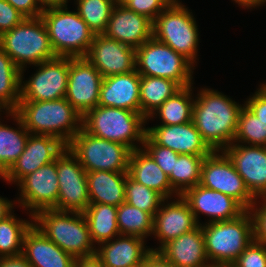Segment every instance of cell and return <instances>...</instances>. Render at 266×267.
<instances>
[{
	"label": "cell",
	"instance_id": "53",
	"mask_svg": "<svg viewBox=\"0 0 266 267\" xmlns=\"http://www.w3.org/2000/svg\"><path fill=\"white\" fill-rule=\"evenodd\" d=\"M266 2V0H254V7L261 6Z\"/></svg>",
	"mask_w": 266,
	"mask_h": 267
},
{
	"label": "cell",
	"instance_id": "14",
	"mask_svg": "<svg viewBox=\"0 0 266 267\" xmlns=\"http://www.w3.org/2000/svg\"><path fill=\"white\" fill-rule=\"evenodd\" d=\"M102 81L100 72L85 57H69L65 98L82 117L98 105Z\"/></svg>",
	"mask_w": 266,
	"mask_h": 267
},
{
	"label": "cell",
	"instance_id": "22",
	"mask_svg": "<svg viewBox=\"0 0 266 267\" xmlns=\"http://www.w3.org/2000/svg\"><path fill=\"white\" fill-rule=\"evenodd\" d=\"M177 197L179 199L174 202L163 203L154 215L153 234L161 245L152 251H159L169 241L198 226L189 204L181 195Z\"/></svg>",
	"mask_w": 266,
	"mask_h": 267
},
{
	"label": "cell",
	"instance_id": "33",
	"mask_svg": "<svg viewBox=\"0 0 266 267\" xmlns=\"http://www.w3.org/2000/svg\"><path fill=\"white\" fill-rule=\"evenodd\" d=\"M192 86L183 87L174 96L166 99L148 118H152L154 113H159L162 120L161 125L184 124L192 121L193 103ZM193 100V101H192Z\"/></svg>",
	"mask_w": 266,
	"mask_h": 267
},
{
	"label": "cell",
	"instance_id": "45",
	"mask_svg": "<svg viewBox=\"0 0 266 267\" xmlns=\"http://www.w3.org/2000/svg\"><path fill=\"white\" fill-rule=\"evenodd\" d=\"M244 104L257 118L266 123V92L259 88Z\"/></svg>",
	"mask_w": 266,
	"mask_h": 267
},
{
	"label": "cell",
	"instance_id": "44",
	"mask_svg": "<svg viewBox=\"0 0 266 267\" xmlns=\"http://www.w3.org/2000/svg\"><path fill=\"white\" fill-rule=\"evenodd\" d=\"M261 208H255V204L249 210L253 219L254 241L266 245V196ZM253 212V213H252Z\"/></svg>",
	"mask_w": 266,
	"mask_h": 267
},
{
	"label": "cell",
	"instance_id": "26",
	"mask_svg": "<svg viewBox=\"0 0 266 267\" xmlns=\"http://www.w3.org/2000/svg\"><path fill=\"white\" fill-rule=\"evenodd\" d=\"M119 238V239H118ZM116 241H106L96 249V255L105 267H134L144 262L153 248H145L137 236L119 235ZM102 245V246H101Z\"/></svg>",
	"mask_w": 266,
	"mask_h": 267
},
{
	"label": "cell",
	"instance_id": "48",
	"mask_svg": "<svg viewBox=\"0 0 266 267\" xmlns=\"http://www.w3.org/2000/svg\"><path fill=\"white\" fill-rule=\"evenodd\" d=\"M0 267H32L21 254L18 256L0 257Z\"/></svg>",
	"mask_w": 266,
	"mask_h": 267
},
{
	"label": "cell",
	"instance_id": "47",
	"mask_svg": "<svg viewBox=\"0 0 266 267\" xmlns=\"http://www.w3.org/2000/svg\"><path fill=\"white\" fill-rule=\"evenodd\" d=\"M144 267H175L160 252L151 251L144 260Z\"/></svg>",
	"mask_w": 266,
	"mask_h": 267
},
{
	"label": "cell",
	"instance_id": "28",
	"mask_svg": "<svg viewBox=\"0 0 266 267\" xmlns=\"http://www.w3.org/2000/svg\"><path fill=\"white\" fill-rule=\"evenodd\" d=\"M128 172H87L90 203L119 206L125 202V184Z\"/></svg>",
	"mask_w": 266,
	"mask_h": 267
},
{
	"label": "cell",
	"instance_id": "5",
	"mask_svg": "<svg viewBox=\"0 0 266 267\" xmlns=\"http://www.w3.org/2000/svg\"><path fill=\"white\" fill-rule=\"evenodd\" d=\"M201 227L206 255L212 267L234 263L254 240L253 219L249 210L235 219L209 222L204 226L201 224Z\"/></svg>",
	"mask_w": 266,
	"mask_h": 267
},
{
	"label": "cell",
	"instance_id": "42",
	"mask_svg": "<svg viewBox=\"0 0 266 267\" xmlns=\"http://www.w3.org/2000/svg\"><path fill=\"white\" fill-rule=\"evenodd\" d=\"M173 0H128L124 6L152 22Z\"/></svg>",
	"mask_w": 266,
	"mask_h": 267
},
{
	"label": "cell",
	"instance_id": "19",
	"mask_svg": "<svg viewBox=\"0 0 266 267\" xmlns=\"http://www.w3.org/2000/svg\"><path fill=\"white\" fill-rule=\"evenodd\" d=\"M181 196L189 204L198 225L200 212L209 215L211 223L235 219L246 211L234 198L200 184L187 189Z\"/></svg>",
	"mask_w": 266,
	"mask_h": 267
},
{
	"label": "cell",
	"instance_id": "25",
	"mask_svg": "<svg viewBox=\"0 0 266 267\" xmlns=\"http://www.w3.org/2000/svg\"><path fill=\"white\" fill-rule=\"evenodd\" d=\"M22 255L32 267H74L75 258L48 239L34 224L26 231Z\"/></svg>",
	"mask_w": 266,
	"mask_h": 267
},
{
	"label": "cell",
	"instance_id": "18",
	"mask_svg": "<svg viewBox=\"0 0 266 267\" xmlns=\"http://www.w3.org/2000/svg\"><path fill=\"white\" fill-rule=\"evenodd\" d=\"M243 178L244 184L257 200L266 196V147L230 144L223 151Z\"/></svg>",
	"mask_w": 266,
	"mask_h": 267
},
{
	"label": "cell",
	"instance_id": "46",
	"mask_svg": "<svg viewBox=\"0 0 266 267\" xmlns=\"http://www.w3.org/2000/svg\"><path fill=\"white\" fill-rule=\"evenodd\" d=\"M26 18L40 17L43 13L37 0H6Z\"/></svg>",
	"mask_w": 266,
	"mask_h": 267
},
{
	"label": "cell",
	"instance_id": "15",
	"mask_svg": "<svg viewBox=\"0 0 266 267\" xmlns=\"http://www.w3.org/2000/svg\"><path fill=\"white\" fill-rule=\"evenodd\" d=\"M18 185L21 189L18 202L21 207L31 210L32 219L41 210L53 209L58 203L59 193L57 158L23 177Z\"/></svg>",
	"mask_w": 266,
	"mask_h": 267
},
{
	"label": "cell",
	"instance_id": "12",
	"mask_svg": "<svg viewBox=\"0 0 266 267\" xmlns=\"http://www.w3.org/2000/svg\"><path fill=\"white\" fill-rule=\"evenodd\" d=\"M213 151L204 158L201 167L200 185L219 191L237 200L246 210L256 204L255 198L244 184L243 178L234 168L232 161L222 151Z\"/></svg>",
	"mask_w": 266,
	"mask_h": 267
},
{
	"label": "cell",
	"instance_id": "51",
	"mask_svg": "<svg viewBox=\"0 0 266 267\" xmlns=\"http://www.w3.org/2000/svg\"><path fill=\"white\" fill-rule=\"evenodd\" d=\"M13 203L0 197V221L12 213Z\"/></svg>",
	"mask_w": 266,
	"mask_h": 267
},
{
	"label": "cell",
	"instance_id": "49",
	"mask_svg": "<svg viewBox=\"0 0 266 267\" xmlns=\"http://www.w3.org/2000/svg\"><path fill=\"white\" fill-rule=\"evenodd\" d=\"M74 267H105L102 260L96 255L84 256L75 259Z\"/></svg>",
	"mask_w": 266,
	"mask_h": 267
},
{
	"label": "cell",
	"instance_id": "16",
	"mask_svg": "<svg viewBox=\"0 0 266 267\" xmlns=\"http://www.w3.org/2000/svg\"><path fill=\"white\" fill-rule=\"evenodd\" d=\"M85 58L103 78L129 73L136 69V49L104 34L94 36Z\"/></svg>",
	"mask_w": 266,
	"mask_h": 267
},
{
	"label": "cell",
	"instance_id": "57",
	"mask_svg": "<svg viewBox=\"0 0 266 267\" xmlns=\"http://www.w3.org/2000/svg\"><path fill=\"white\" fill-rule=\"evenodd\" d=\"M134 267H144V262L142 264L134 266Z\"/></svg>",
	"mask_w": 266,
	"mask_h": 267
},
{
	"label": "cell",
	"instance_id": "27",
	"mask_svg": "<svg viewBox=\"0 0 266 267\" xmlns=\"http://www.w3.org/2000/svg\"><path fill=\"white\" fill-rule=\"evenodd\" d=\"M128 175L136 182L160 193L165 199L174 192L168 175L158 166L154 159L143 149L133 150L129 160Z\"/></svg>",
	"mask_w": 266,
	"mask_h": 267
},
{
	"label": "cell",
	"instance_id": "21",
	"mask_svg": "<svg viewBox=\"0 0 266 267\" xmlns=\"http://www.w3.org/2000/svg\"><path fill=\"white\" fill-rule=\"evenodd\" d=\"M153 22L117 3L108 20L105 36L138 48L153 36Z\"/></svg>",
	"mask_w": 266,
	"mask_h": 267
},
{
	"label": "cell",
	"instance_id": "37",
	"mask_svg": "<svg viewBox=\"0 0 266 267\" xmlns=\"http://www.w3.org/2000/svg\"><path fill=\"white\" fill-rule=\"evenodd\" d=\"M77 12L95 34H103L106 30L110 14L116 0H77Z\"/></svg>",
	"mask_w": 266,
	"mask_h": 267
},
{
	"label": "cell",
	"instance_id": "9",
	"mask_svg": "<svg viewBox=\"0 0 266 267\" xmlns=\"http://www.w3.org/2000/svg\"><path fill=\"white\" fill-rule=\"evenodd\" d=\"M193 63L153 36L136 48V71L143 76L170 79L182 88L192 86Z\"/></svg>",
	"mask_w": 266,
	"mask_h": 267
},
{
	"label": "cell",
	"instance_id": "52",
	"mask_svg": "<svg viewBox=\"0 0 266 267\" xmlns=\"http://www.w3.org/2000/svg\"><path fill=\"white\" fill-rule=\"evenodd\" d=\"M238 5L244 6L245 8L254 7V0H234Z\"/></svg>",
	"mask_w": 266,
	"mask_h": 267
},
{
	"label": "cell",
	"instance_id": "35",
	"mask_svg": "<svg viewBox=\"0 0 266 267\" xmlns=\"http://www.w3.org/2000/svg\"><path fill=\"white\" fill-rule=\"evenodd\" d=\"M154 217L124 202L117 207V225L120 235L137 236L142 239L153 234Z\"/></svg>",
	"mask_w": 266,
	"mask_h": 267
},
{
	"label": "cell",
	"instance_id": "7",
	"mask_svg": "<svg viewBox=\"0 0 266 267\" xmlns=\"http://www.w3.org/2000/svg\"><path fill=\"white\" fill-rule=\"evenodd\" d=\"M66 9L67 7L48 9L41 15L52 48L57 56L85 57L95 34L78 12Z\"/></svg>",
	"mask_w": 266,
	"mask_h": 267
},
{
	"label": "cell",
	"instance_id": "8",
	"mask_svg": "<svg viewBox=\"0 0 266 267\" xmlns=\"http://www.w3.org/2000/svg\"><path fill=\"white\" fill-rule=\"evenodd\" d=\"M196 25L190 10L173 0L153 21V37L194 64L199 42Z\"/></svg>",
	"mask_w": 266,
	"mask_h": 267
},
{
	"label": "cell",
	"instance_id": "3",
	"mask_svg": "<svg viewBox=\"0 0 266 267\" xmlns=\"http://www.w3.org/2000/svg\"><path fill=\"white\" fill-rule=\"evenodd\" d=\"M145 121L147 119L141 113L97 105L82 117V128L92 136L118 142L133 151L140 149L135 141L143 146Z\"/></svg>",
	"mask_w": 266,
	"mask_h": 267
},
{
	"label": "cell",
	"instance_id": "29",
	"mask_svg": "<svg viewBox=\"0 0 266 267\" xmlns=\"http://www.w3.org/2000/svg\"><path fill=\"white\" fill-rule=\"evenodd\" d=\"M83 214L93 243L101 244L120 235L117 225V206L90 203Z\"/></svg>",
	"mask_w": 266,
	"mask_h": 267
},
{
	"label": "cell",
	"instance_id": "1",
	"mask_svg": "<svg viewBox=\"0 0 266 267\" xmlns=\"http://www.w3.org/2000/svg\"><path fill=\"white\" fill-rule=\"evenodd\" d=\"M193 103L192 121L213 151H223L233 143L243 106L226 95L203 89Z\"/></svg>",
	"mask_w": 266,
	"mask_h": 267
},
{
	"label": "cell",
	"instance_id": "24",
	"mask_svg": "<svg viewBox=\"0 0 266 267\" xmlns=\"http://www.w3.org/2000/svg\"><path fill=\"white\" fill-rule=\"evenodd\" d=\"M158 252L175 267H212L206 255L201 223L166 243Z\"/></svg>",
	"mask_w": 266,
	"mask_h": 267
},
{
	"label": "cell",
	"instance_id": "36",
	"mask_svg": "<svg viewBox=\"0 0 266 267\" xmlns=\"http://www.w3.org/2000/svg\"><path fill=\"white\" fill-rule=\"evenodd\" d=\"M12 213L0 221V257L18 256L23 252V239L32 221L16 219Z\"/></svg>",
	"mask_w": 266,
	"mask_h": 267
},
{
	"label": "cell",
	"instance_id": "43",
	"mask_svg": "<svg viewBox=\"0 0 266 267\" xmlns=\"http://www.w3.org/2000/svg\"><path fill=\"white\" fill-rule=\"evenodd\" d=\"M26 17L6 0H0V36L21 23Z\"/></svg>",
	"mask_w": 266,
	"mask_h": 267
},
{
	"label": "cell",
	"instance_id": "31",
	"mask_svg": "<svg viewBox=\"0 0 266 267\" xmlns=\"http://www.w3.org/2000/svg\"><path fill=\"white\" fill-rule=\"evenodd\" d=\"M21 70L0 47V109L14 112L21 99Z\"/></svg>",
	"mask_w": 266,
	"mask_h": 267
},
{
	"label": "cell",
	"instance_id": "20",
	"mask_svg": "<svg viewBox=\"0 0 266 267\" xmlns=\"http://www.w3.org/2000/svg\"><path fill=\"white\" fill-rule=\"evenodd\" d=\"M146 135L156 144L178 154L208 156L213 150L203 140L193 121L176 125L146 128Z\"/></svg>",
	"mask_w": 266,
	"mask_h": 267
},
{
	"label": "cell",
	"instance_id": "32",
	"mask_svg": "<svg viewBox=\"0 0 266 267\" xmlns=\"http://www.w3.org/2000/svg\"><path fill=\"white\" fill-rule=\"evenodd\" d=\"M8 113L18 123L19 130L0 123V178L23 153L30 135L20 117L15 112Z\"/></svg>",
	"mask_w": 266,
	"mask_h": 267
},
{
	"label": "cell",
	"instance_id": "17",
	"mask_svg": "<svg viewBox=\"0 0 266 267\" xmlns=\"http://www.w3.org/2000/svg\"><path fill=\"white\" fill-rule=\"evenodd\" d=\"M65 148L66 145L57 137L30 134L23 153L1 177L17 183L41 166L55 161Z\"/></svg>",
	"mask_w": 266,
	"mask_h": 267
},
{
	"label": "cell",
	"instance_id": "34",
	"mask_svg": "<svg viewBox=\"0 0 266 267\" xmlns=\"http://www.w3.org/2000/svg\"><path fill=\"white\" fill-rule=\"evenodd\" d=\"M191 154H179L174 161V170L168 176L171 187L182 195L187 189L195 187L201 181V167L204 158Z\"/></svg>",
	"mask_w": 266,
	"mask_h": 267
},
{
	"label": "cell",
	"instance_id": "55",
	"mask_svg": "<svg viewBox=\"0 0 266 267\" xmlns=\"http://www.w3.org/2000/svg\"><path fill=\"white\" fill-rule=\"evenodd\" d=\"M128 0H117V3L124 5Z\"/></svg>",
	"mask_w": 266,
	"mask_h": 267
},
{
	"label": "cell",
	"instance_id": "4",
	"mask_svg": "<svg viewBox=\"0 0 266 267\" xmlns=\"http://www.w3.org/2000/svg\"><path fill=\"white\" fill-rule=\"evenodd\" d=\"M33 221L48 239L75 259L96 254L83 213L44 209L33 216Z\"/></svg>",
	"mask_w": 266,
	"mask_h": 267
},
{
	"label": "cell",
	"instance_id": "54",
	"mask_svg": "<svg viewBox=\"0 0 266 267\" xmlns=\"http://www.w3.org/2000/svg\"><path fill=\"white\" fill-rule=\"evenodd\" d=\"M215 267H237L235 264L231 263V264H220L217 265Z\"/></svg>",
	"mask_w": 266,
	"mask_h": 267
},
{
	"label": "cell",
	"instance_id": "39",
	"mask_svg": "<svg viewBox=\"0 0 266 267\" xmlns=\"http://www.w3.org/2000/svg\"><path fill=\"white\" fill-rule=\"evenodd\" d=\"M234 142L266 147V123L244 105L239 114Z\"/></svg>",
	"mask_w": 266,
	"mask_h": 267
},
{
	"label": "cell",
	"instance_id": "6",
	"mask_svg": "<svg viewBox=\"0 0 266 267\" xmlns=\"http://www.w3.org/2000/svg\"><path fill=\"white\" fill-rule=\"evenodd\" d=\"M0 47L21 70V74L27 64L38 65L57 57L41 16L25 18L17 26L4 32L0 36Z\"/></svg>",
	"mask_w": 266,
	"mask_h": 267
},
{
	"label": "cell",
	"instance_id": "40",
	"mask_svg": "<svg viewBox=\"0 0 266 267\" xmlns=\"http://www.w3.org/2000/svg\"><path fill=\"white\" fill-rule=\"evenodd\" d=\"M143 147L164 173L169 176L174 170V161L177 160L179 154L170 148L154 143L147 135H145Z\"/></svg>",
	"mask_w": 266,
	"mask_h": 267
},
{
	"label": "cell",
	"instance_id": "30",
	"mask_svg": "<svg viewBox=\"0 0 266 267\" xmlns=\"http://www.w3.org/2000/svg\"><path fill=\"white\" fill-rule=\"evenodd\" d=\"M182 87L170 79L140 75V113L147 119Z\"/></svg>",
	"mask_w": 266,
	"mask_h": 267
},
{
	"label": "cell",
	"instance_id": "10",
	"mask_svg": "<svg viewBox=\"0 0 266 267\" xmlns=\"http://www.w3.org/2000/svg\"><path fill=\"white\" fill-rule=\"evenodd\" d=\"M67 147L86 172H128L132 150L123 144L92 136L81 128Z\"/></svg>",
	"mask_w": 266,
	"mask_h": 267
},
{
	"label": "cell",
	"instance_id": "13",
	"mask_svg": "<svg viewBox=\"0 0 266 267\" xmlns=\"http://www.w3.org/2000/svg\"><path fill=\"white\" fill-rule=\"evenodd\" d=\"M24 85L20 101H52L65 98L68 83L69 57L57 56L42 62Z\"/></svg>",
	"mask_w": 266,
	"mask_h": 267
},
{
	"label": "cell",
	"instance_id": "23",
	"mask_svg": "<svg viewBox=\"0 0 266 267\" xmlns=\"http://www.w3.org/2000/svg\"><path fill=\"white\" fill-rule=\"evenodd\" d=\"M98 105L140 113V74L136 69L129 73L104 77Z\"/></svg>",
	"mask_w": 266,
	"mask_h": 267
},
{
	"label": "cell",
	"instance_id": "2",
	"mask_svg": "<svg viewBox=\"0 0 266 267\" xmlns=\"http://www.w3.org/2000/svg\"><path fill=\"white\" fill-rule=\"evenodd\" d=\"M33 135L57 137L66 146L82 128V116L66 100L19 101L14 111Z\"/></svg>",
	"mask_w": 266,
	"mask_h": 267
},
{
	"label": "cell",
	"instance_id": "38",
	"mask_svg": "<svg viewBox=\"0 0 266 267\" xmlns=\"http://www.w3.org/2000/svg\"><path fill=\"white\" fill-rule=\"evenodd\" d=\"M165 199L160 193L133 180L129 175L125 184V202L150 213L153 217Z\"/></svg>",
	"mask_w": 266,
	"mask_h": 267
},
{
	"label": "cell",
	"instance_id": "41",
	"mask_svg": "<svg viewBox=\"0 0 266 267\" xmlns=\"http://www.w3.org/2000/svg\"><path fill=\"white\" fill-rule=\"evenodd\" d=\"M233 264L237 267H266V245L253 240Z\"/></svg>",
	"mask_w": 266,
	"mask_h": 267
},
{
	"label": "cell",
	"instance_id": "56",
	"mask_svg": "<svg viewBox=\"0 0 266 267\" xmlns=\"http://www.w3.org/2000/svg\"><path fill=\"white\" fill-rule=\"evenodd\" d=\"M260 88H261L264 92H266V83H265V84H262V86H260Z\"/></svg>",
	"mask_w": 266,
	"mask_h": 267
},
{
	"label": "cell",
	"instance_id": "11",
	"mask_svg": "<svg viewBox=\"0 0 266 267\" xmlns=\"http://www.w3.org/2000/svg\"><path fill=\"white\" fill-rule=\"evenodd\" d=\"M57 175L58 203L53 209L84 213L90 204L87 172L67 146L57 156Z\"/></svg>",
	"mask_w": 266,
	"mask_h": 267
},
{
	"label": "cell",
	"instance_id": "50",
	"mask_svg": "<svg viewBox=\"0 0 266 267\" xmlns=\"http://www.w3.org/2000/svg\"><path fill=\"white\" fill-rule=\"evenodd\" d=\"M42 11L54 8L67 7L68 0H37Z\"/></svg>",
	"mask_w": 266,
	"mask_h": 267
}]
</instances>
